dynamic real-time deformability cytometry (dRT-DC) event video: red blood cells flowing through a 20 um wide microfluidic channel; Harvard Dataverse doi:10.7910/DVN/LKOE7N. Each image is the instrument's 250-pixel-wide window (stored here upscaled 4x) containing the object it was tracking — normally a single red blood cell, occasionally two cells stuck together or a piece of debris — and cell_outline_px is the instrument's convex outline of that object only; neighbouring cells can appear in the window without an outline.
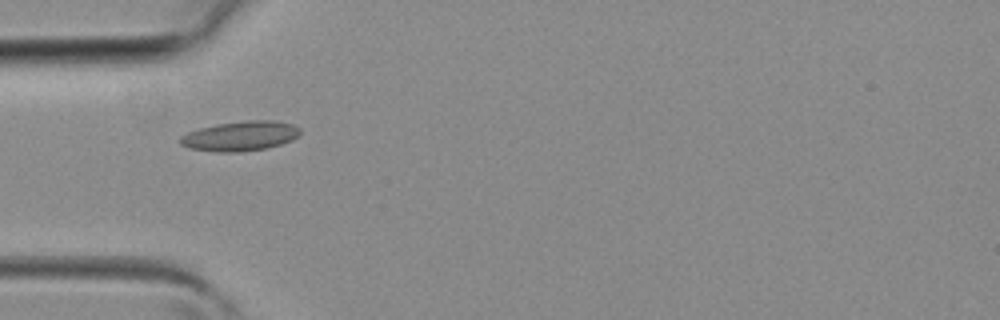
{"species": "common noctule bat (a hibernating species)", "species_latin": "Nyctalus noctula", "temperature_condition": "room temperature", "stored_images_in_passage": 3, "camera_frame_rate_fps": 3000, "um_per_image_px": 0.085, "animal": {"sex": "female", "body_mass_g": 19.3, "forearm_length_mm": 54.1}, "frame": {"image": 1, "passage_image": 2, "time_ms": 0.333, "image_size_px": [1000, 320], "cell_outline_px": [[300, 136], [292, 140], [268, 148], [240, 152], [220, 152], [188, 148], [180, 144], [180, 136], [188, 132], [200, 128], [216, 124], [248, 120], [272, 120], [292, 124], [300, 128]], "centroid_in_image_um": [20.44, 11.56], "position_along_channel_um": 64.6, "area_um2": 20.87}}
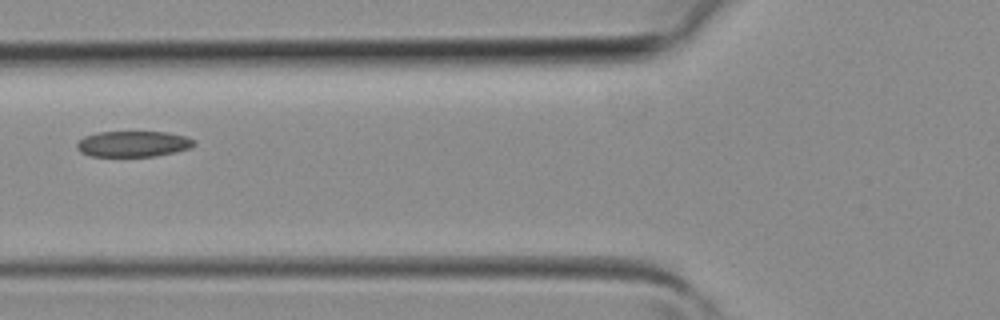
{"frame": {"image": 2, "passage_image": 3, "time_ms": 0.667, "image_size_px": [1000, 320], "cell_outline_px": [[196, 144], [192, 148], [176, 152], [156, 156], [92, 156], [80, 152], [76, 148], [76, 144], [84, 136], [96, 132], [168, 132], [184, 136], [196, 140]], "centroid_in_image_um": [11.35, 12.23], "position_along_channel_um": 114.5, "area_um2": 17.8}}